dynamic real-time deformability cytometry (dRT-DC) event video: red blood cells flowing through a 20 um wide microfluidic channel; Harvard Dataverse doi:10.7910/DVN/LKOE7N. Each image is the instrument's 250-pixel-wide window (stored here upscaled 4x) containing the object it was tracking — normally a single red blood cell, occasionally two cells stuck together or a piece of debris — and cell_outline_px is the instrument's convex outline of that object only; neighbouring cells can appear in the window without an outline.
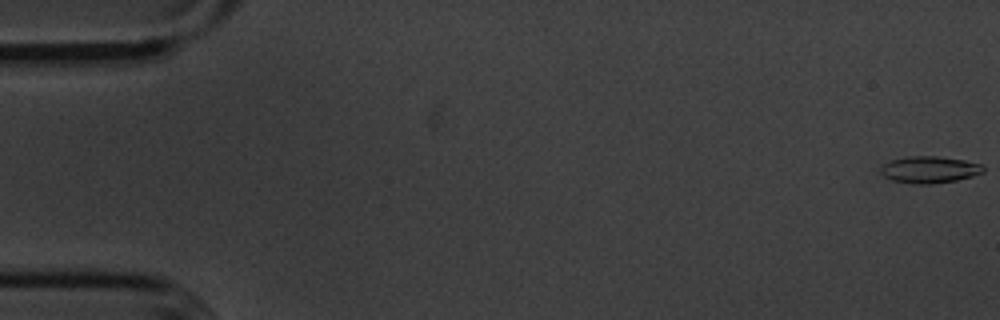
{"species": "common noctule bat (a hibernating species)", "species_latin": "Nyctalus noctula", "temperature_condition": "cold", "stored_images_in_passage": 56, "camera_frame_rate_fps": 3000, "um_per_image_px": 0.085, "animal": {"sex": "male", "body_mass_g": 20.1, "forearm_length_mm": 53.5}, "frame": {"image": 1, "passage_image": 1, "time_ms": 0.0, "image_size_px": [1000, 320], "cell_outline_px": [[984, 172], [972, 176], [956, 180], [932, 184], [916, 184], [892, 180], [884, 176], [880, 172], [880, 168], [884, 164], [892, 160], [908, 156], [936, 156], [964, 160], [984, 164]], "centroid_in_image_um": [79.03, 14.42], "position_along_channel_um": 6.0, "area_um2": 16.01}}
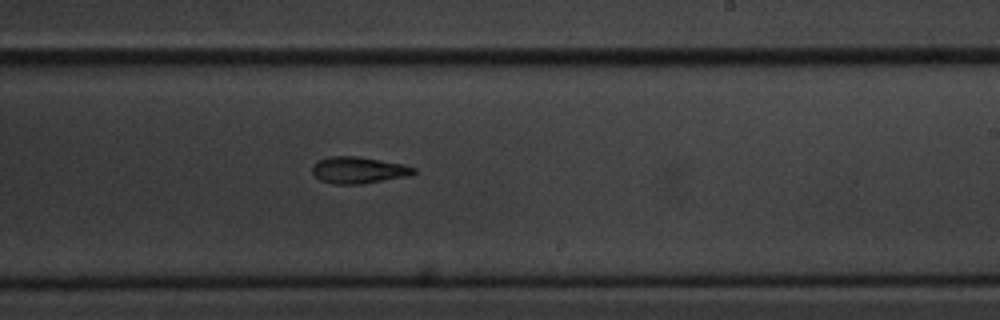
{"frame": {"image": 2, "passage_image": 34, "time_ms": 11.0, "image_size_px": [1000, 320], "cell_outline_px": [[416, 172], [412, 176], [360, 184], [336, 184], [320, 180], [312, 172], [312, 164], [328, 156], [356, 156], [404, 164], [416, 168]], "centroid_in_image_um": [30.5, 14.46], "position_along_channel_um": 258.5, "area_um2": 15.84}}
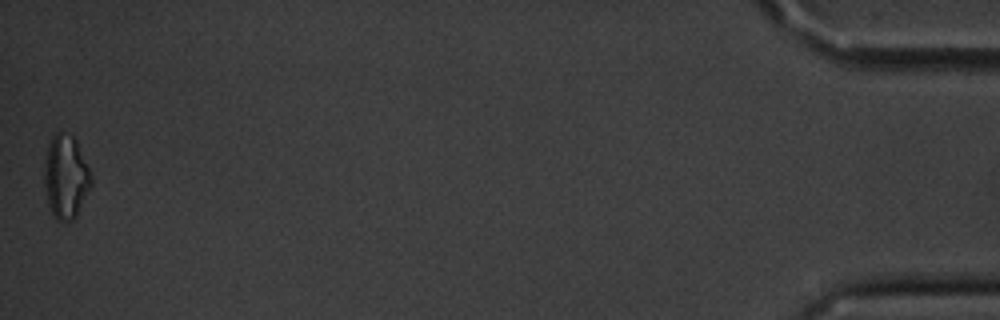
{"frame": {"image": 3, "passage_image": 56, "time_ms": 18.333, "image_size_px": [1000, 320], "cell_outline_px": [[92, 184], [76, 216], [72, 220], [56, 220], [48, 204], [44, 184], [44, 164], [48, 144], [52, 136], [56, 132], [60, 132], [72, 136], [76, 140], [92, 176]], "centroid_in_image_um": [5.58, 15.02], "position_along_channel_um": 429.6, "area_um2": 22.66}, "authors_computed_cell_mechanics": {"area_um2": 16.1262, "velocity_mm_per_s": 3.5978, "shape_relaxation_time_tau1_ms": 2.4824, "shape_relaxation_time_tau2_ms": null, "deformation_change_tau1": 0.1349, "deformation_change_tau2": null}}